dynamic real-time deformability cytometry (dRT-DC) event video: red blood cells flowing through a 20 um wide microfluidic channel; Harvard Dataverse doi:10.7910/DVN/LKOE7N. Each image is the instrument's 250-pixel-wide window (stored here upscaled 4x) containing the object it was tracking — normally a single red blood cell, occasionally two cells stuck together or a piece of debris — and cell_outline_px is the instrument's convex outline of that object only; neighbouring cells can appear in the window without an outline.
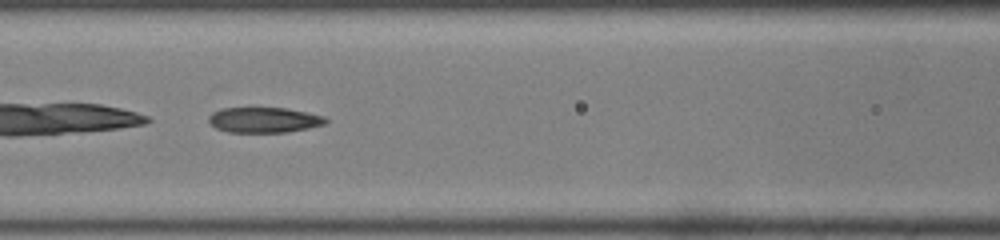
{"species": "common noctule bat (a hibernating species)", "species_latin": "Nyctalus noctula", "temperature_condition": "room temperature", "stored_images_in_passage": 49, "camera_frame_rate_fps": 3000, "um_per_image_px": 0.085, "animal": {"sex": "male", "body_mass_g": 19.0, "forearm_length_mm": 50.8}, "frame": {"image": 1, "passage_image": 23, "time_ms": 7.333, "image_size_px": [1000, 240], "cell_outline_px": [[328, 120], [324, 124], [308, 128], [288, 132], [228, 132], [216, 128], [208, 120], [208, 116], [212, 112], [220, 108], [288, 108], [324, 116]], "centroid_in_image_um": [22.43, 10.19], "position_along_channel_um": 144.2, "area_um2": 17.28}}
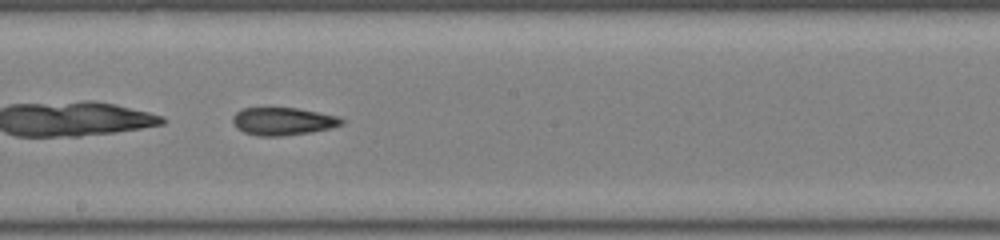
{"frame": {"image": 2, "passage_image": 29, "time_ms": 9.333, "image_size_px": [1000, 240], "cell_outline_px": [[344, 124], [332, 128], [312, 132], [280, 136], [256, 136], [244, 132], [236, 128], [232, 120], [232, 116], [236, 112], [244, 108], [296, 108], [336, 116], [344, 120]], "centroid_in_image_um": [24.03, 10.32], "position_along_channel_um": 224.2, "area_um2": 17.57}}